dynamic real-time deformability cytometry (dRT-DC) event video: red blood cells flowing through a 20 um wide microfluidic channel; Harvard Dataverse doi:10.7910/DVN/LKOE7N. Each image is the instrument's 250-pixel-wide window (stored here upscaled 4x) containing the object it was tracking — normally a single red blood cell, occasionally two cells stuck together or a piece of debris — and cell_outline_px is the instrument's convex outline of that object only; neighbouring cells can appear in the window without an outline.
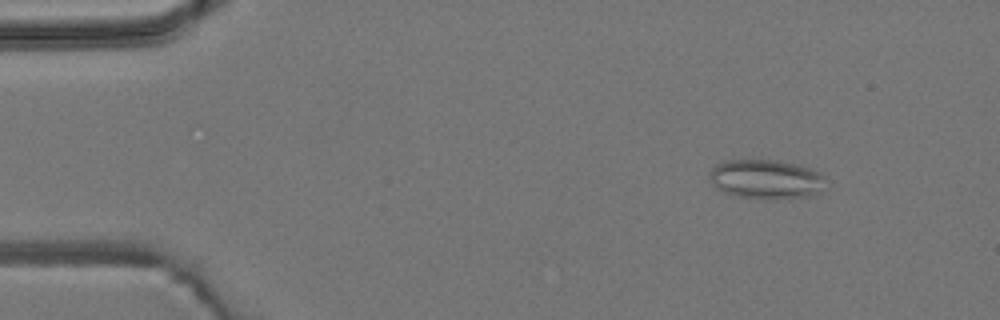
{"species": "common noctule bat (a hibernating species)", "species_latin": "Nyctalus noctula", "temperature_condition": "room temperature", "stored_images_in_passage": 5, "camera_frame_rate_fps": 3000, "um_per_image_px": 0.085, "animal": {"sex": "male", "body_mass_g": 19.2, "forearm_length_mm": 51.8}, "frame": {"image": 1, "passage_image": 2, "time_ms": 1.0, "image_size_px": [1000, 320], "cell_outline_px": [[824, 176], [816, 192], [812, 196], [772, 200], [764, 200], [736, 196], [724, 192], [716, 188], [712, 184], [708, 176], [708, 172], [716, 164], [728, 160], [776, 160], [796, 164], [808, 168]], "centroid_in_image_um": [65.0, 15.25], "position_along_channel_um": 20.0, "area_um2": 26.53}}
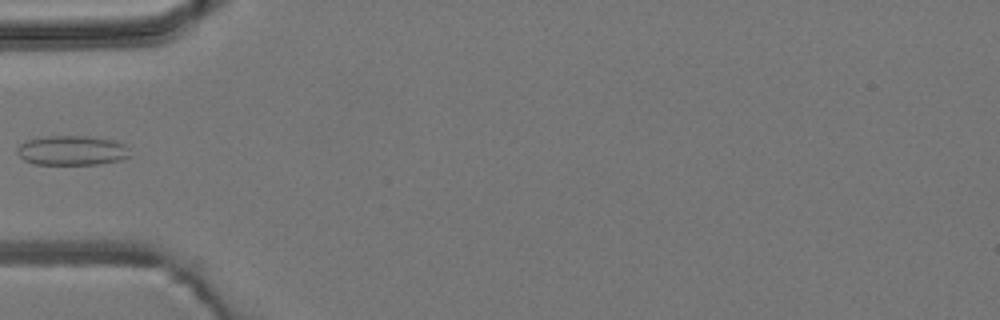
{"frame": {"image": 2, "passage_image": 5, "time_ms": 4.667, "image_size_px": [1000, 320], "cell_outline_px": [[132, 156], [120, 160], [100, 164], [36, 164], [24, 160], [16, 152], [16, 148], [20, 144], [28, 140], [48, 136], [88, 136], [116, 140], [124, 144]], "centroid_in_image_um": [6.14, 12.79], "position_along_channel_um": 78.9, "area_um2": 19.54}}